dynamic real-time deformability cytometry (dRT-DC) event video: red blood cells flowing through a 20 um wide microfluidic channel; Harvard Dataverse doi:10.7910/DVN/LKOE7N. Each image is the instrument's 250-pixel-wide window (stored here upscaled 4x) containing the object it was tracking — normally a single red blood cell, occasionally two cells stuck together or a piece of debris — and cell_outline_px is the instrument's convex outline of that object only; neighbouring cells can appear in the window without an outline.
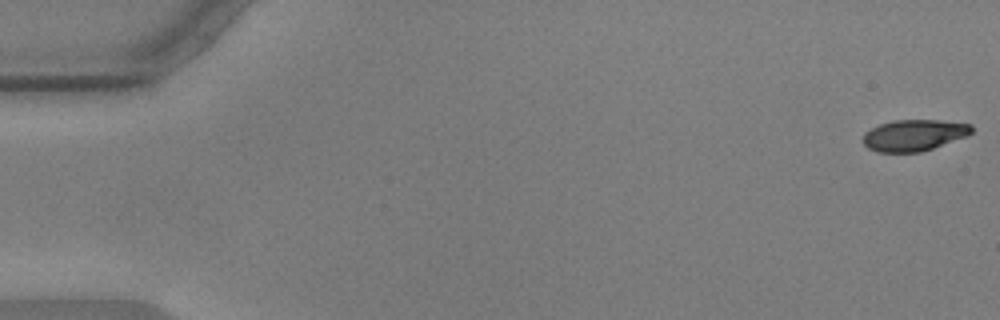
{"species": "common noctule bat (a hibernating species)", "species_latin": "Nyctalus noctula", "temperature_condition": "warm", "stored_images_in_passage": 57, "camera_frame_rate_fps": 3000, "um_per_image_px": 0.085, "animal": {"sex": "male", "body_mass_g": 17.9, "forearm_length_mm": 54.2}, "frame": {"image": 1, "passage_image": 1, "time_ms": 0.0, "image_size_px": [1000, 320], "cell_outline_px": [[972, 132], [968, 136], [920, 152], [876, 152], [868, 148], [864, 144], [864, 132], [880, 124], [892, 120], [940, 120], [972, 124]], "centroid_in_image_um": [77.7, 11.49], "position_along_channel_um": 7.3, "area_um2": 19.83}}
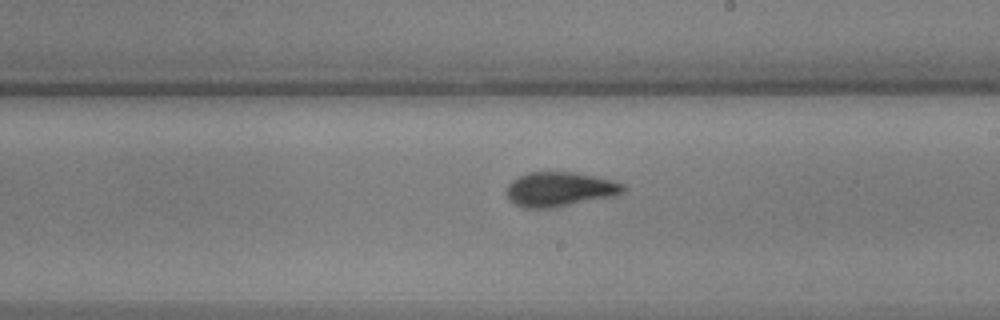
{"frame": {"image": 2, "passage_image": 33, "time_ms": 10.667, "image_size_px": [1000, 320], "cell_outline_px": [[628, 188], [624, 192], [616, 196], [556, 208], [524, 208], [508, 200], [504, 192], [508, 184], [512, 180], [528, 172], [576, 172], [596, 176], [624, 184]], "centroid_in_image_um": [47.59, 16.1], "position_along_channel_um": 241.4, "area_um2": 23.99}}
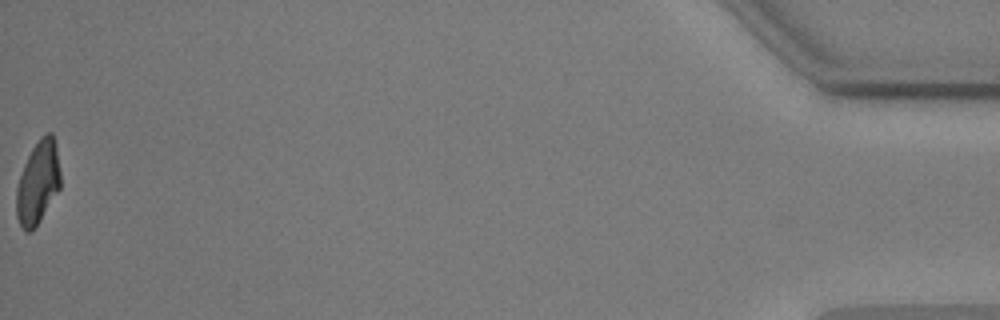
{"frame": {"image": 3, "passage_image": 57, "time_ms": 18.667, "image_size_px": [1000, 320], "cell_outline_px": [[60, 188], [40, 220], [28, 232], [24, 232], [16, 216], [16, 188], [24, 164], [32, 148], [40, 136], [48, 132], [52, 132], [56, 144], [60, 172]], "centroid_in_image_um": [3.22, 15.49], "position_along_channel_um": 432.0, "area_um2": 21.21}, "authors_computed_cell_mechanics": {"area_um2": 22.4264, "velocity_mm_per_s": 3.5814, "shape_relaxation_time_tau1_ms": 5.0246, "shape_relaxation_time_tau2_ms": 1.0157, "deformation_change_tau1": 0.1791, "deformation_change_tau2": 0.0566}}